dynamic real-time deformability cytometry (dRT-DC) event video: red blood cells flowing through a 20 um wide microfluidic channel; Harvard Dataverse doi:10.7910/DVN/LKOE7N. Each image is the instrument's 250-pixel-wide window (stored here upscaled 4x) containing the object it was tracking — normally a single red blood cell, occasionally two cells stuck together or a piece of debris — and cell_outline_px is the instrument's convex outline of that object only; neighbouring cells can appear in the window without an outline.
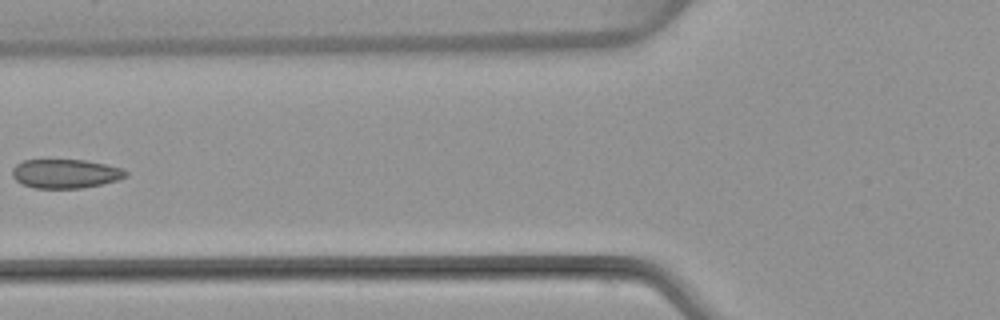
{"species": "common noctule bat (a hibernating species)", "species_latin": "Nyctalus noctula", "temperature_condition": "warm", "stored_images_in_passage": 5, "camera_frame_rate_fps": 3000, "um_per_image_px": 0.085, "animal": {"sex": "female", "body_mass_g": 22.7, "forearm_length_mm": 54.2}, "frame": {"image": 1, "passage_image": 5, "time_ms": 5.0, "image_size_px": [1000, 320], "cell_outline_px": [[128, 172], [124, 176], [116, 180], [100, 184], [80, 188], [36, 188], [24, 184], [16, 180], [12, 176], [12, 168], [16, 164], [24, 160], [84, 160], [104, 164], [120, 168]], "centroid_in_image_um": [5.51, 14.75], "position_along_channel_um": 120.3, "area_um2": 18.84}}